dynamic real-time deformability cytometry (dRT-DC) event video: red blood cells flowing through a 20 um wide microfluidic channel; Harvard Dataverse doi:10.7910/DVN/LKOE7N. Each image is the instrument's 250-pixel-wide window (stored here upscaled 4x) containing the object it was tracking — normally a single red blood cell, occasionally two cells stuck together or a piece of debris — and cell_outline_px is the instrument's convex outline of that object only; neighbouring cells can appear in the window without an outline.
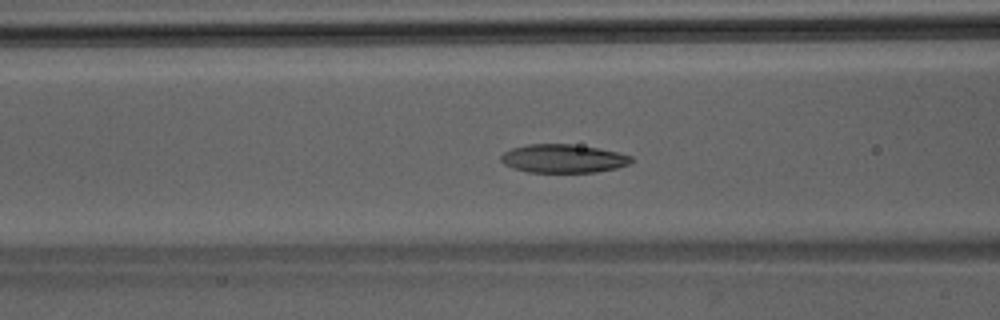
{"species": "Egyptian fruit bat (a non-hibernating species)", "species_latin": "Rousettus aegyptiacus", "temperature_condition": "room temperature", "stored_images_in_passage": 46, "camera_frame_rate_fps": 3000, "um_per_image_px": 0.085, "animal": {"sex": "male"}, "frame": {"image": 1, "passage_image": 19, "time_ms": 6.0, "image_size_px": [1000, 320], "cell_outline_px": [[632, 160], [628, 164], [616, 168], [596, 172], [528, 172], [512, 168], [504, 164], [500, 160], [500, 156], [504, 152], [512, 148], [528, 144], [572, 144], [596, 148], [616, 152], [632, 156]], "centroid_in_image_um": [47.83, 13.48], "position_along_channel_um": 118.8, "area_um2": 21.5}}
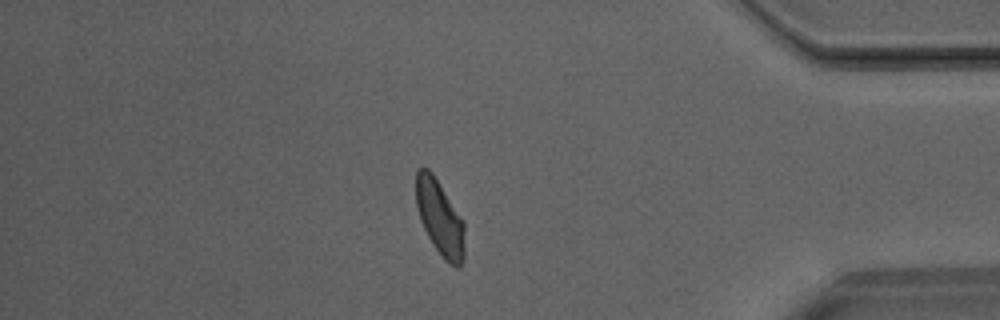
{"frame": {"image": 2, "passage_image": 40, "time_ms": 13.0, "image_size_px": [1000, 320], "cell_outline_px": [[464, 256], [460, 268], [456, 268], [448, 264], [444, 260], [432, 244], [420, 220], [416, 208], [416, 172], [420, 168], [428, 168], [432, 172], [464, 220]], "centroid_in_image_um": [37.39, 18.55], "position_along_channel_um": 397.8, "area_um2": 21.56}}
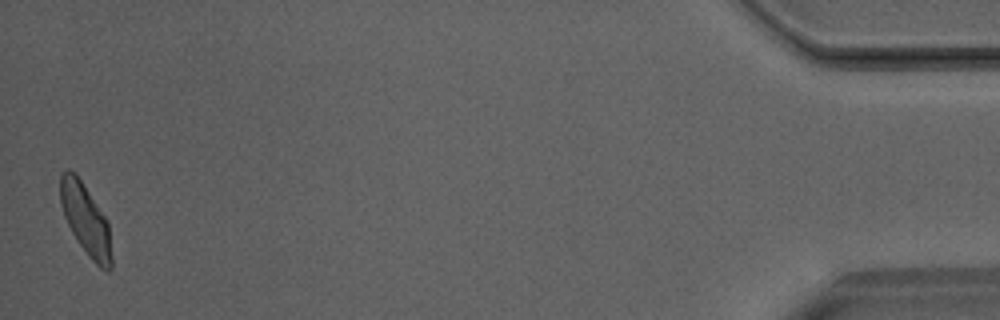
{"frame": {"image": 3, "passage_image": 46, "time_ms": 15.0, "image_size_px": [1000, 320], "cell_outline_px": [[112, 268], [108, 272], [100, 268], [92, 260], [80, 244], [72, 232], [64, 216], [60, 204], [60, 172], [64, 168], [68, 168], [80, 180], [108, 220], [112, 256]], "centroid_in_image_um": [7.29, 18.68], "position_along_channel_um": 427.9, "area_um2": 21.1}}